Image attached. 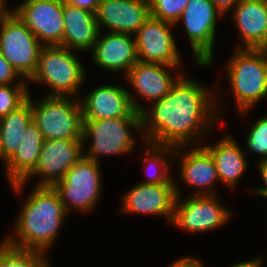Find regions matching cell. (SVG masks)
I'll use <instances>...</instances> for the list:
<instances>
[{
	"label": "cell",
	"instance_id": "9",
	"mask_svg": "<svg viewBox=\"0 0 267 267\" xmlns=\"http://www.w3.org/2000/svg\"><path fill=\"white\" fill-rule=\"evenodd\" d=\"M224 203L220 194L177 196L170 226L194 235L224 228L227 226L225 224H229L234 218L232 216L235 213Z\"/></svg>",
	"mask_w": 267,
	"mask_h": 267
},
{
	"label": "cell",
	"instance_id": "8",
	"mask_svg": "<svg viewBox=\"0 0 267 267\" xmlns=\"http://www.w3.org/2000/svg\"><path fill=\"white\" fill-rule=\"evenodd\" d=\"M101 171V163L82 157L53 187L69 215L72 211L88 215L99 206L104 189Z\"/></svg>",
	"mask_w": 267,
	"mask_h": 267
},
{
	"label": "cell",
	"instance_id": "25",
	"mask_svg": "<svg viewBox=\"0 0 267 267\" xmlns=\"http://www.w3.org/2000/svg\"><path fill=\"white\" fill-rule=\"evenodd\" d=\"M33 120L31 102L27 99L16 110L0 118V160L4 164L25 137L24 130Z\"/></svg>",
	"mask_w": 267,
	"mask_h": 267
},
{
	"label": "cell",
	"instance_id": "18",
	"mask_svg": "<svg viewBox=\"0 0 267 267\" xmlns=\"http://www.w3.org/2000/svg\"><path fill=\"white\" fill-rule=\"evenodd\" d=\"M222 135L214 142L208 137L202 145L210 152L214 160L220 184L226 187V190L234 192L239 188L238 184L246 171L249 172L248 168L251 164L249 160L253 158H248L244 146L242 147L241 142L237 141L230 132Z\"/></svg>",
	"mask_w": 267,
	"mask_h": 267
},
{
	"label": "cell",
	"instance_id": "16",
	"mask_svg": "<svg viewBox=\"0 0 267 267\" xmlns=\"http://www.w3.org/2000/svg\"><path fill=\"white\" fill-rule=\"evenodd\" d=\"M118 207L124 215L156 216L171 225L176 190L174 183L143 184L138 182L121 194Z\"/></svg>",
	"mask_w": 267,
	"mask_h": 267
},
{
	"label": "cell",
	"instance_id": "13",
	"mask_svg": "<svg viewBox=\"0 0 267 267\" xmlns=\"http://www.w3.org/2000/svg\"><path fill=\"white\" fill-rule=\"evenodd\" d=\"M185 72L182 66L140 61L135 63L122 78L128 85L126 87L133 109L140 113L146 107L145 104L150 105L163 98Z\"/></svg>",
	"mask_w": 267,
	"mask_h": 267
},
{
	"label": "cell",
	"instance_id": "23",
	"mask_svg": "<svg viewBox=\"0 0 267 267\" xmlns=\"http://www.w3.org/2000/svg\"><path fill=\"white\" fill-rule=\"evenodd\" d=\"M24 134L15 153L3 165L4 177L9 185L23 181L38 164L44 138L33 120Z\"/></svg>",
	"mask_w": 267,
	"mask_h": 267
},
{
	"label": "cell",
	"instance_id": "20",
	"mask_svg": "<svg viewBox=\"0 0 267 267\" xmlns=\"http://www.w3.org/2000/svg\"><path fill=\"white\" fill-rule=\"evenodd\" d=\"M83 96H79L83 120L129 117L135 111L124 84L103 82Z\"/></svg>",
	"mask_w": 267,
	"mask_h": 267
},
{
	"label": "cell",
	"instance_id": "24",
	"mask_svg": "<svg viewBox=\"0 0 267 267\" xmlns=\"http://www.w3.org/2000/svg\"><path fill=\"white\" fill-rule=\"evenodd\" d=\"M139 146L142 149L140 152L142 154L140 155L142 160L139 158V161L143 167H146V170H144L146 177L139 182L143 184L174 183V165L172 164L175 148L149 142H143Z\"/></svg>",
	"mask_w": 267,
	"mask_h": 267
},
{
	"label": "cell",
	"instance_id": "3",
	"mask_svg": "<svg viewBox=\"0 0 267 267\" xmlns=\"http://www.w3.org/2000/svg\"><path fill=\"white\" fill-rule=\"evenodd\" d=\"M233 50V54L231 53L222 66L229 88L223 89L220 87L222 86L220 82V85L216 84V108L223 123L224 113L228 112L226 107L229 105L227 94L234 97V108L238 117L243 119L247 118L259 103L267 100V49L233 48Z\"/></svg>",
	"mask_w": 267,
	"mask_h": 267
},
{
	"label": "cell",
	"instance_id": "22",
	"mask_svg": "<svg viewBox=\"0 0 267 267\" xmlns=\"http://www.w3.org/2000/svg\"><path fill=\"white\" fill-rule=\"evenodd\" d=\"M64 33L61 47L89 53L99 35L95 13L63 1Z\"/></svg>",
	"mask_w": 267,
	"mask_h": 267
},
{
	"label": "cell",
	"instance_id": "6",
	"mask_svg": "<svg viewBox=\"0 0 267 267\" xmlns=\"http://www.w3.org/2000/svg\"><path fill=\"white\" fill-rule=\"evenodd\" d=\"M29 91L33 121L44 140H82L83 115L79 98L45 96L36 99Z\"/></svg>",
	"mask_w": 267,
	"mask_h": 267
},
{
	"label": "cell",
	"instance_id": "19",
	"mask_svg": "<svg viewBox=\"0 0 267 267\" xmlns=\"http://www.w3.org/2000/svg\"><path fill=\"white\" fill-rule=\"evenodd\" d=\"M149 16V0H100L95 12L99 31L132 35Z\"/></svg>",
	"mask_w": 267,
	"mask_h": 267
},
{
	"label": "cell",
	"instance_id": "14",
	"mask_svg": "<svg viewBox=\"0 0 267 267\" xmlns=\"http://www.w3.org/2000/svg\"><path fill=\"white\" fill-rule=\"evenodd\" d=\"M173 23L150 17L134 34L140 62L183 66L182 53L176 41L179 29ZM175 31V34H174ZM177 32V33H176Z\"/></svg>",
	"mask_w": 267,
	"mask_h": 267
},
{
	"label": "cell",
	"instance_id": "5",
	"mask_svg": "<svg viewBox=\"0 0 267 267\" xmlns=\"http://www.w3.org/2000/svg\"><path fill=\"white\" fill-rule=\"evenodd\" d=\"M78 53L61 46H43L39 52L37 68L27 81L28 87L32 83L45 85L48 88L45 96L79 98L82 88L88 82V69L78 57L81 52Z\"/></svg>",
	"mask_w": 267,
	"mask_h": 267
},
{
	"label": "cell",
	"instance_id": "15",
	"mask_svg": "<svg viewBox=\"0 0 267 267\" xmlns=\"http://www.w3.org/2000/svg\"><path fill=\"white\" fill-rule=\"evenodd\" d=\"M64 0H22L12 11L43 46H61L64 33Z\"/></svg>",
	"mask_w": 267,
	"mask_h": 267
},
{
	"label": "cell",
	"instance_id": "7",
	"mask_svg": "<svg viewBox=\"0 0 267 267\" xmlns=\"http://www.w3.org/2000/svg\"><path fill=\"white\" fill-rule=\"evenodd\" d=\"M221 18L225 19L211 0H189L174 24L175 27L183 25L179 29L188 37L192 61L198 68L205 70L215 63L217 22L221 23Z\"/></svg>",
	"mask_w": 267,
	"mask_h": 267
},
{
	"label": "cell",
	"instance_id": "17",
	"mask_svg": "<svg viewBox=\"0 0 267 267\" xmlns=\"http://www.w3.org/2000/svg\"><path fill=\"white\" fill-rule=\"evenodd\" d=\"M89 54L95 67L122 77L139 61L134 35L127 33L100 31Z\"/></svg>",
	"mask_w": 267,
	"mask_h": 267
},
{
	"label": "cell",
	"instance_id": "12",
	"mask_svg": "<svg viewBox=\"0 0 267 267\" xmlns=\"http://www.w3.org/2000/svg\"><path fill=\"white\" fill-rule=\"evenodd\" d=\"M42 47L13 11L0 12V53L23 79L34 74Z\"/></svg>",
	"mask_w": 267,
	"mask_h": 267
},
{
	"label": "cell",
	"instance_id": "27",
	"mask_svg": "<svg viewBox=\"0 0 267 267\" xmlns=\"http://www.w3.org/2000/svg\"><path fill=\"white\" fill-rule=\"evenodd\" d=\"M263 114L250 123L243 143L246 155L257 157L254 164L267 161V112Z\"/></svg>",
	"mask_w": 267,
	"mask_h": 267
},
{
	"label": "cell",
	"instance_id": "33",
	"mask_svg": "<svg viewBox=\"0 0 267 267\" xmlns=\"http://www.w3.org/2000/svg\"><path fill=\"white\" fill-rule=\"evenodd\" d=\"M260 253L258 254V256H253L250 259L248 258L247 260H240V261H236L233 264H230L229 267H264L265 264V259H264V255L259 256Z\"/></svg>",
	"mask_w": 267,
	"mask_h": 267
},
{
	"label": "cell",
	"instance_id": "36",
	"mask_svg": "<svg viewBox=\"0 0 267 267\" xmlns=\"http://www.w3.org/2000/svg\"><path fill=\"white\" fill-rule=\"evenodd\" d=\"M7 1L8 0H0V12L12 11L13 7H9Z\"/></svg>",
	"mask_w": 267,
	"mask_h": 267
},
{
	"label": "cell",
	"instance_id": "30",
	"mask_svg": "<svg viewBox=\"0 0 267 267\" xmlns=\"http://www.w3.org/2000/svg\"><path fill=\"white\" fill-rule=\"evenodd\" d=\"M28 84L0 53V85Z\"/></svg>",
	"mask_w": 267,
	"mask_h": 267
},
{
	"label": "cell",
	"instance_id": "35",
	"mask_svg": "<svg viewBox=\"0 0 267 267\" xmlns=\"http://www.w3.org/2000/svg\"><path fill=\"white\" fill-rule=\"evenodd\" d=\"M66 2L78 6L82 9L88 10L92 13L96 12L100 0H65Z\"/></svg>",
	"mask_w": 267,
	"mask_h": 267
},
{
	"label": "cell",
	"instance_id": "31",
	"mask_svg": "<svg viewBox=\"0 0 267 267\" xmlns=\"http://www.w3.org/2000/svg\"><path fill=\"white\" fill-rule=\"evenodd\" d=\"M256 167V171L259 172L257 173L260 177L261 180L263 182V185L261 184L260 186H256L253 188H248L245 186V189L247 192L250 191L252 193L250 194H256V196L260 197V198H265V200H267V161H262L259 163L254 164Z\"/></svg>",
	"mask_w": 267,
	"mask_h": 267
},
{
	"label": "cell",
	"instance_id": "29",
	"mask_svg": "<svg viewBox=\"0 0 267 267\" xmlns=\"http://www.w3.org/2000/svg\"><path fill=\"white\" fill-rule=\"evenodd\" d=\"M189 0H149L150 17L175 24Z\"/></svg>",
	"mask_w": 267,
	"mask_h": 267
},
{
	"label": "cell",
	"instance_id": "28",
	"mask_svg": "<svg viewBox=\"0 0 267 267\" xmlns=\"http://www.w3.org/2000/svg\"><path fill=\"white\" fill-rule=\"evenodd\" d=\"M28 84L0 85V118L16 110L28 98Z\"/></svg>",
	"mask_w": 267,
	"mask_h": 267
},
{
	"label": "cell",
	"instance_id": "1",
	"mask_svg": "<svg viewBox=\"0 0 267 267\" xmlns=\"http://www.w3.org/2000/svg\"><path fill=\"white\" fill-rule=\"evenodd\" d=\"M192 77L185 72L167 95L140 112L145 142L174 148L202 145L223 123L216 108V86Z\"/></svg>",
	"mask_w": 267,
	"mask_h": 267
},
{
	"label": "cell",
	"instance_id": "10",
	"mask_svg": "<svg viewBox=\"0 0 267 267\" xmlns=\"http://www.w3.org/2000/svg\"><path fill=\"white\" fill-rule=\"evenodd\" d=\"M175 164L178 165L177 169L179 171L178 174L174 172L175 175H173L177 196H183V193H185L182 192L184 186L187 189L189 188L188 192L191 188L189 194L187 193L189 196L221 194L217 190L219 189L217 182L219 185L220 181L214 160L203 145L175 148L173 165Z\"/></svg>",
	"mask_w": 267,
	"mask_h": 267
},
{
	"label": "cell",
	"instance_id": "32",
	"mask_svg": "<svg viewBox=\"0 0 267 267\" xmlns=\"http://www.w3.org/2000/svg\"><path fill=\"white\" fill-rule=\"evenodd\" d=\"M167 267H206L203 260H200L199 257L184 255L182 257H176Z\"/></svg>",
	"mask_w": 267,
	"mask_h": 267
},
{
	"label": "cell",
	"instance_id": "26",
	"mask_svg": "<svg viewBox=\"0 0 267 267\" xmlns=\"http://www.w3.org/2000/svg\"><path fill=\"white\" fill-rule=\"evenodd\" d=\"M50 258L46 253L14 248L0 240V267H53Z\"/></svg>",
	"mask_w": 267,
	"mask_h": 267
},
{
	"label": "cell",
	"instance_id": "11",
	"mask_svg": "<svg viewBox=\"0 0 267 267\" xmlns=\"http://www.w3.org/2000/svg\"><path fill=\"white\" fill-rule=\"evenodd\" d=\"M82 157V140H44L38 164L23 181L9 185L10 191L20 197L33 179L35 187H54Z\"/></svg>",
	"mask_w": 267,
	"mask_h": 267
},
{
	"label": "cell",
	"instance_id": "34",
	"mask_svg": "<svg viewBox=\"0 0 267 267\" xmlns=\"http://www.w3.org/2000/svg\"><path fill=\"white\" fill-rule=\"evenodd\" d=\"M216 9L225 17L234 9L240 0H211Z\"/></svg>",
	"mask_w": 267,
	"mask_h": 267
},
{
	"label": "cell",
	"instance_id": "2",
	"mask_svg": "<svg viewBox=\"0 0 267 267\" xmlns=\"http://www.w3.org/2000/svg\"><path fill=\"white\" fill-rule=\"evenodd\" d=\"M30 187L31 192L21 200L22 205L14 218V231L2 238L14 248L49 255L70 215L53 187Z\"/></svg>",
	"mask_w": 267,
	"mask_h": 267
},
{
	"label": "cell",
	"instance_id": "21",
	"mask_svg": "<svg viewBox=\"0 0 267 267\" xmlns=\"http://www.w3.org/2000/svg\"><path fill=\"white\" fill-rule=\"evenodd\" d=\"M228 18L239 35L234 48L267 49V0H240Z\"/></svg>",
	"mask_w": 267,
	"mask_h": 267
},
{
	"label": "cell",
	"instance_id": "4",
	"mask_svg": "<svg viewBox=\"0 0 267 267\" xmlns=\"http://www.w3.org/2000/svg\"><path fill=\"white\" fill-rule=\"evenodd\" d=\"M82 141L83 157L99 163L105 156L121 158L134 153L136 146L145 142L140 113L134 111L129 117L114 119L83 120Z\"/></svg>",
	"mask_w": 267,
	"mask_h": 267
}]
</instances>
